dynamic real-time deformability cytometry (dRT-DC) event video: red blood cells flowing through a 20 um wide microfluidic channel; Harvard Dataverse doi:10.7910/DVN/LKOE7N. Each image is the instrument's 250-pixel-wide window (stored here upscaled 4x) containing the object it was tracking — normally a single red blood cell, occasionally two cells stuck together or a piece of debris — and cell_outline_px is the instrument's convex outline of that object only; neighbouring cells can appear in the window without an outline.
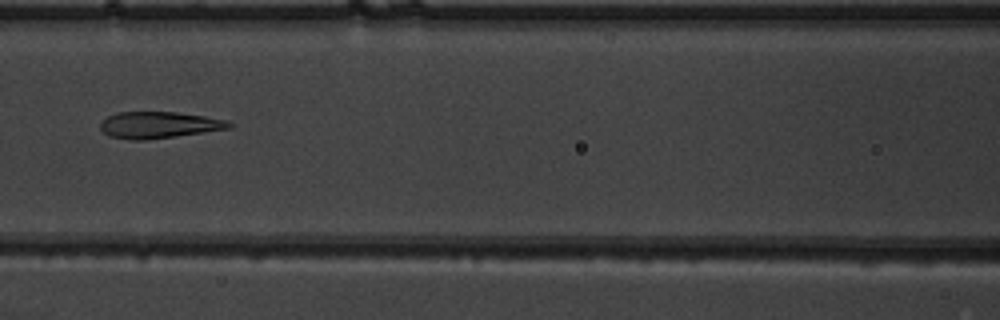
{"species": "common noctule bat (a hibernating species)", "species_latin": "Nyctalus noctula", "temperature_condition": "warm", "stored_images_in_passage": 52, "camera_frame_rate_fps": 3000, "um_per_image_px": 0.085, "animal": {"sex": "male", "body_mass_g": 19.5, "forearm_length_mm": 54.6}, "frame": {"image": 1, "passage_image": 24, "time_ms": 7.667, "image_size_px": [1000, 320], "cell_outline_px": [[232, 128], [176, 136], [144, 140], [132, 140], [108, 136], [100, 128], [100, 124], [108, 116], [120, 112], [176, 112], [204, 116], [228, 120], [232, 124]], "centroid_in_image_um": [13.52, 10.62], "position_along_channel_um": 153.1, "area_um2": 19.83}}
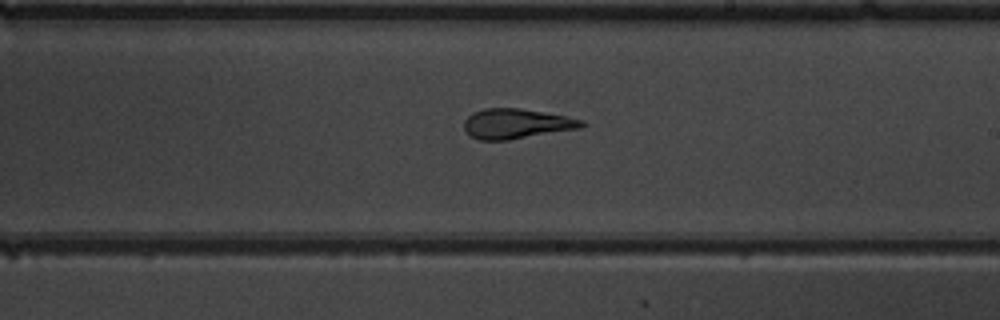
{"frame": {"image": 2, "passage_image": 31, "time_ms": 10.0, "image_size_px": [1000, 320], "cell_outline_px": [[584, 124], [580, 128], [508, 140], [480, 140], [472, 136], [464, 128], [464, 120], [472, 112], [484, 108], [520, 108], [544, 112], [584, 120]], "centroid_in_image_um": [43.87, 10.51], "position_along_channel_um": 245.1, "area_um2": 20.35}}
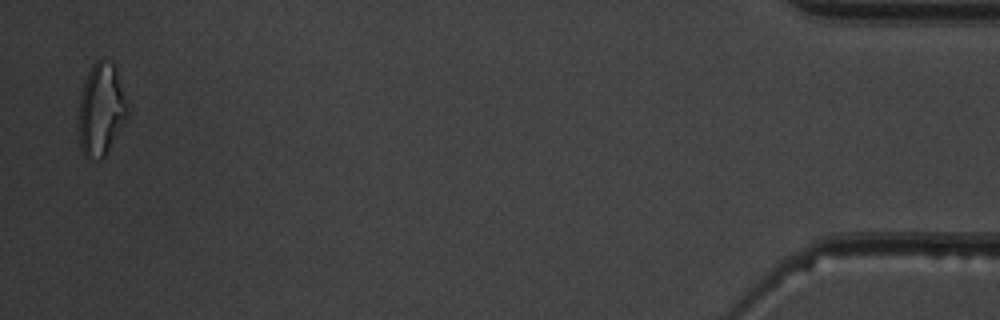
{"frame": {"image": 3, "passage_image": 51, "time_ms": 16.667, "image_size_px": [1000, 320], "cell_outline_px": [[128, 116], [104, 156], [100, 160], [88, 160], [84, 156], [80, 148], [80, 96], [84, 80], [92, 64], [96, 60], [104, 56], [116, 68], [128, 104]], "centroid_in_image_um": [8.6, 9.28], "position_along_channel_um": 426.6, "area_um2": 26.3}, "authors_computed_cell_mechanics": {"area_um2": 21.9062, "velocity_mm_per_s": 3.9642, "shape_relaxation_time_tau1_ms": null, "shape_relaxation_time_tau2_ms": 1.3582, "deformation_change_tau1": null, "deformation_change_tau2": 0.0996}}